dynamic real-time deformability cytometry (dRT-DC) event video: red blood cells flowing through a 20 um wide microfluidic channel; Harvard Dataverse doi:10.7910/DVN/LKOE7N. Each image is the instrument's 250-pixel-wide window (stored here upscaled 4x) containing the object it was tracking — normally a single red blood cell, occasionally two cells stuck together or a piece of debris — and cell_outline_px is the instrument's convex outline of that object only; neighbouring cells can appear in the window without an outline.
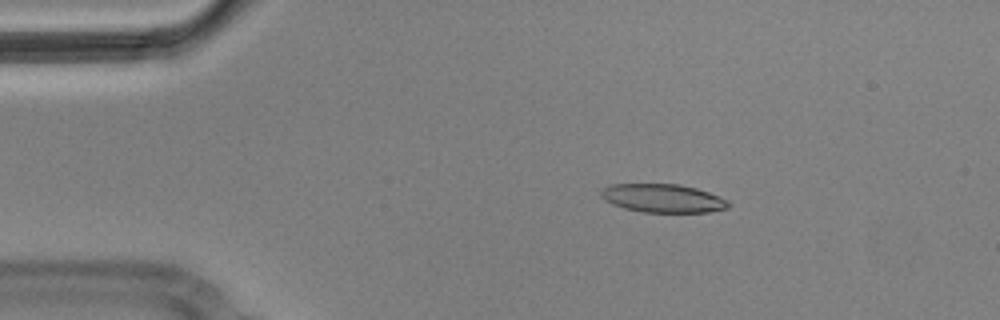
{"species": "Egyptian fruit bat (a non-hibernating species)", "species_latin": "Rousettus aegyptiacus", "temperature_condition": "cold", "stored_images_in_passage": 8, "camera_frame_rate_fps": 3000, "um_per_image_px": 0.085, "animal": {"sex": "male"}, "frame": {"image": 1, "passage_image": 1, "time_ms": 0.0, "image_size_px": [1000, 320], "cell_outline_px": [[732, 204], [728, 208], [708, 212], [644, 212], [624, 208], [612, 204], [604, 200], [600, 196], [600, 192], [608, 184], [680, 184], [696, 188], [708, 192], [728, 200]], "centroid_in_image_um": [56.34, 16.85], "position_along_channel_um": 28.7, "area_um2": 21.21}}
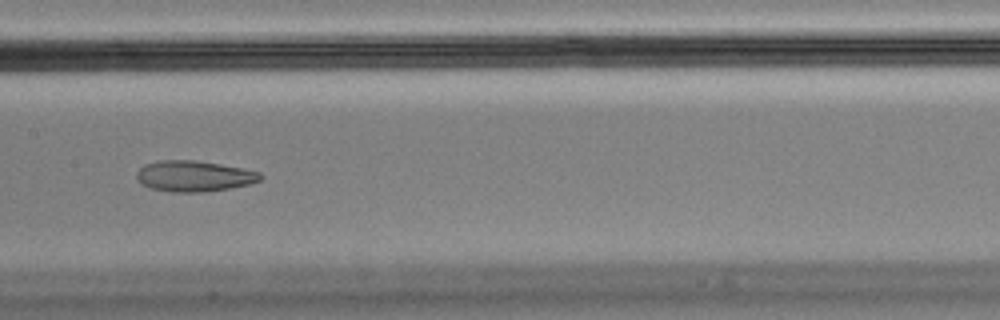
{"frame": {"image": 2, "passage_image": 6, "time_ms": 1.667, "image_size_px": [1000, 320], "cell_outline_px": [[264, 176], [260, 180], [252, 184], [204, 192], [172, 192], [152, 188], [140, 184], [136, 180], [136, 172], [144, 164], [160, 160], [196, 160], [220, 164], [260, 172]], "centroid_in_image_um": [16.47, 14.97], "position_along_channel_um": 190.9, "area_um2": 22.37}}
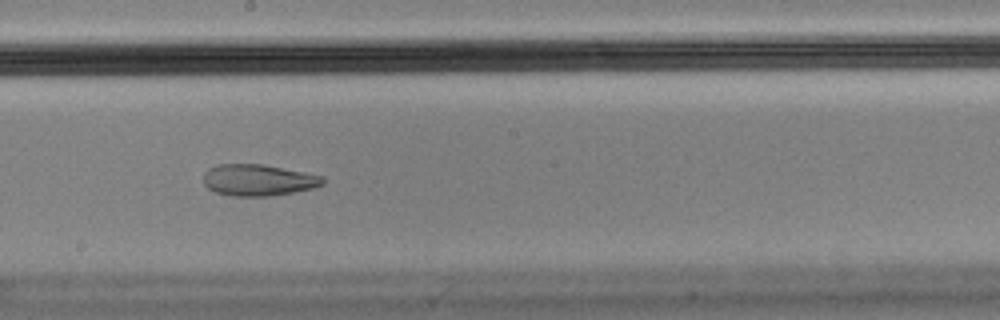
{"frame": {"image": 3, "passage_image": 7, "time_ms": 2.0, "image_size_px": [1000, 320], "cell_outline_px": [[324, 184], [312, 188], [292, 192], [268, 196], [232, 196], [216, 192], [208, 188], [204, 184], [204, 172], [208, 168], [220, 164], [264, 164], [324, 176]], "centroid_in_image_um": [21.94, 15.3], "position_along_channel_um": 226.3, "area_um2": 21.85}}